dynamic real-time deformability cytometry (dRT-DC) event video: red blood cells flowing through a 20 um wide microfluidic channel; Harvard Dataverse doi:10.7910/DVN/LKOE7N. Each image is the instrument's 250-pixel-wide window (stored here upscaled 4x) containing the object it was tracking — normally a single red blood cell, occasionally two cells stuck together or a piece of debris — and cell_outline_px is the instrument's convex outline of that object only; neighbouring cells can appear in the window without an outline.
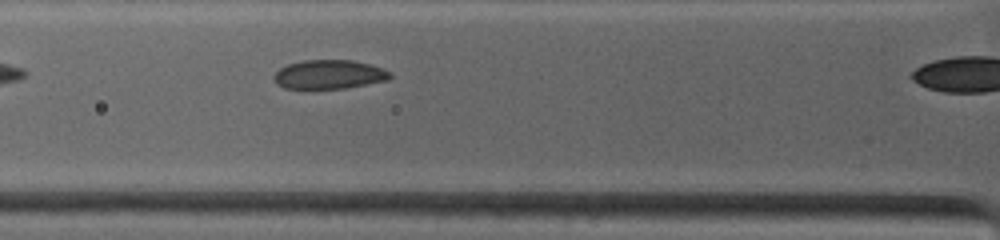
{"species": "common noctule bat (a hibernating species)", "species_latin": "Nyctalus noctula", "temperature_condition": "warm", "stored_images_in_passage": 5, "camera_frame_rate_fps": 4500, "um_per_image_px": 0.085, "animal": {"sex": "female", "body_mass_g": 19.0, "forearm_length_mm": 53.3}, "frame": {"image": 1, "passage_image": 4, "time_ms": 0.889, "image_size_px": [1000, 240], "cell_outline_px": [[392, 76], [388, 80], [344, 88], [284, 88], [276, 84], [272, 80], [272, 76], [280, 68], [288, 64], [304, 60], [352, 60], [372, 64], [384, 68], [392, 72]], "centroid_in_image_um": [27.99, 6.32], "position_along_channel_um": 97.8, "area_um2": 19.77}}